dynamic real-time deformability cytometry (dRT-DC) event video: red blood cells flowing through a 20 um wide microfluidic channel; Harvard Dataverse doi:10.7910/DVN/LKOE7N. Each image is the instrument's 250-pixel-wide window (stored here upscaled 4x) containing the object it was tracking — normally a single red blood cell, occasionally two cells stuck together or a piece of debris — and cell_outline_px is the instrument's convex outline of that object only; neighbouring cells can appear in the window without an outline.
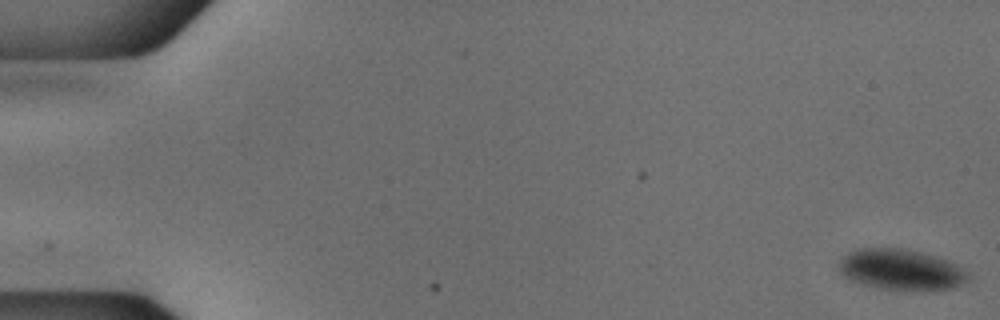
{"species": "common noctule bat (a hibernating species)", "species_latin": "Nyctalus noctula", "temperature_condition": "cold", "stored_images_in_passage": 16, "camera_frame_rate_fps": 3000, "um_per_image_px": 0.085, "animal": {"sex": "male", "body_mass_g": 18.8}, "frame": {"image": 1, "passage_image": 1, "time_ms": 0.0, "image_size_px": [1000, 320], "cell_outline_px": [[968, 276], [964, 280], [952, 288], [880, 288], [864, 284], [852, 280], [844, 276], [840, 272], [840, 260], [848, 252], [856, 248], [908, 248], [956, 264], [968, 272]], "centroid_in_image_um": [76.51, 22.87], "position_along_channel_um": 8.5, "area_um2": 29.54}}
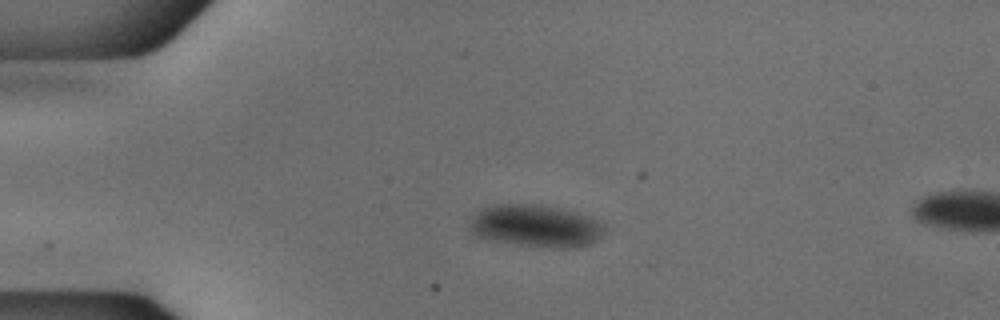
{"frame": {"image": 2, "passage_image": 13, "time_ms": 4.0, "image_size_px": [1000, 320], "cell_outline_px": [[604, 232], [596, 240], [580, 248], [556, 248], [516, 244], [492, 240], [480, 236], [472, 232], [468, 228], [468, 224], [472, 216], [476, 212], [492, 204], [540, 204], [560, 208], [592, 216], [604, 224]], "centroid_in_image_um": [45.56, 19.19], "position_along_channel_um": 39.4, "area_um2": 33.52}}